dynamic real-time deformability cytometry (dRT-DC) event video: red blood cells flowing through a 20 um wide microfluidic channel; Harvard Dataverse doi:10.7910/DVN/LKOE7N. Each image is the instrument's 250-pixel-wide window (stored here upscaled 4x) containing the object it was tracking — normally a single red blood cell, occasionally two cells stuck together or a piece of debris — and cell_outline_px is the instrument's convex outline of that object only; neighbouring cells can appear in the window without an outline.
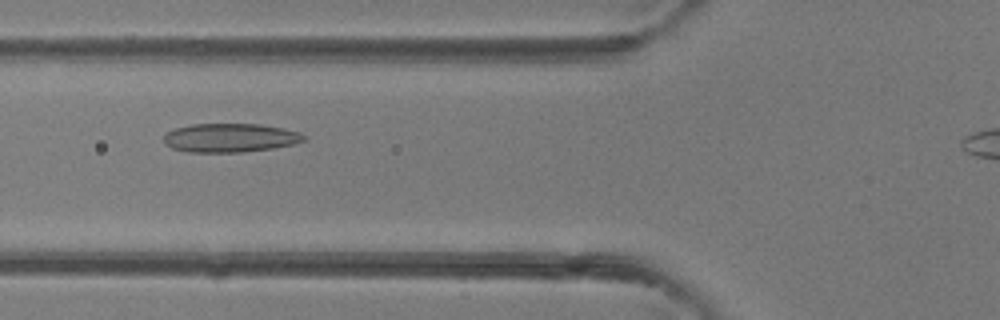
{"species": "common noctule bat (a hibernating species)", "species_latin": "Nyctalus noctula", "temperature_condition": "room temperature", "stored_images_in_passage": 3, "segment_of_instrument_passage": [1, 2], "camera_frame_rate_fps": 3000, "um_per_image_px": 0.085, "animal": {"sex": "female"}, "frame": {"image": 1, "passage_image": 2, "time_ms": 1.333, "image_size_px": [1000, 320], "cell_outline_px": [[308, 136], [304, 140], [292, 144], [272, 148], [244, 152], [188, 152], [172, 148], [164, 144], [164, 136], [168, 132], [176, 128], [192, 124], [260, 124], [284, 128], [300, 132]], "centroid_in_image_um": [19.57, 11.71], "position_along_channel_um": 106.2, "area_um2": 23.52}}